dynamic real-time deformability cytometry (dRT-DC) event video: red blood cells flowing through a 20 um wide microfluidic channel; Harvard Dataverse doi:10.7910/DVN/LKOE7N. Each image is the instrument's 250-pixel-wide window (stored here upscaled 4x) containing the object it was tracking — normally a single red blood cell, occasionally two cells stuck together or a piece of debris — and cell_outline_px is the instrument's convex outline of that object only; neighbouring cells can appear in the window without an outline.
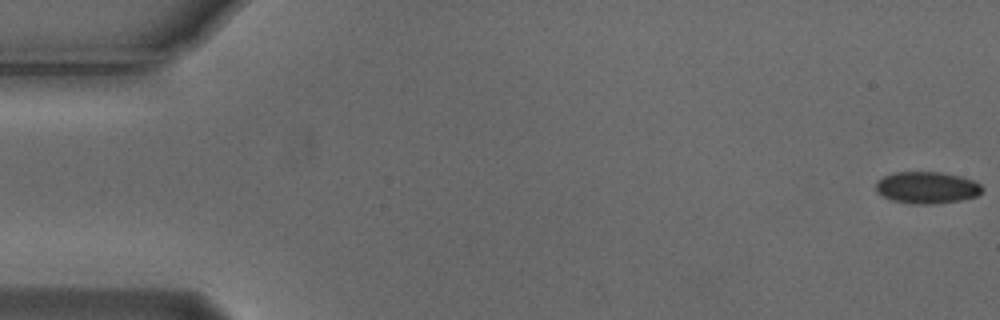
{"species": "Egyptian fruit bat (a non-hibernating species)", "species_latin": "Rousettus aegyptiacus", "temperature_condition": "cold", "stored_images_in_passage": 6, "camera_frame_rate_fps": 3000, "um_per_image_px": 0.085, "animal": {"sex": "male"}, "frame": {"image": 1, "passage_image": 1, "time_ms": 0.0, "image_size_px": [1000, 320], "cell_outline_px": [[984, 188], [976, 196], [960, 200], [932, 204], [912, 204], [892, 200], [876, 192], [876, 180], [884, 176], [896, 172], [940, 172], [960, 176], [972, 180], [980, 184]], "centroid_in_image_um": [78.76, 15.94], "position_along_channel_um": 6.2, "area_um2": 19.65}}